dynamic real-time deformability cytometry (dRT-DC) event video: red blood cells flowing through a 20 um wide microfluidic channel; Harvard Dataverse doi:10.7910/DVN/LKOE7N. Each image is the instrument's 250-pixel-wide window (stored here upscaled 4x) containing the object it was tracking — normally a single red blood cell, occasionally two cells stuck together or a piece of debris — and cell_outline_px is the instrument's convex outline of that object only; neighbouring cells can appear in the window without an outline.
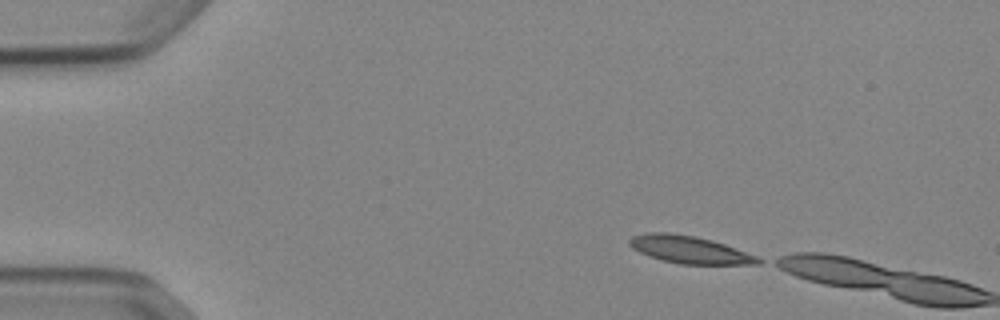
{"species": "Egyptian fruit bat (a non-hibernating species)", "species_latin": "Rousettus aegyptiacus", "temperature_condition": "cold", "stored_images_in_passage": 2, "camera_frame_rate_fps": 3000, "um_per_image_px": 0.085, "animal": {"sex": "female"}, "frame": {"image": 1, "passage_image": 1, "time_ms": 0.0, "image_size_px": [1000, 320], "cell_outline_px": [[764, 260], [760, 264], [680, 264], [648, 256], [632, 248], [628, 244], [628, 240], [632, 236], [648, 232], [668, 232], [696, 236], [712, 240], [724, 244], [756, 256]], "centroid_in_image_um": [58.58, 21.21], "position_along_channel_um": 26.4, "area_um2": 20.52}}